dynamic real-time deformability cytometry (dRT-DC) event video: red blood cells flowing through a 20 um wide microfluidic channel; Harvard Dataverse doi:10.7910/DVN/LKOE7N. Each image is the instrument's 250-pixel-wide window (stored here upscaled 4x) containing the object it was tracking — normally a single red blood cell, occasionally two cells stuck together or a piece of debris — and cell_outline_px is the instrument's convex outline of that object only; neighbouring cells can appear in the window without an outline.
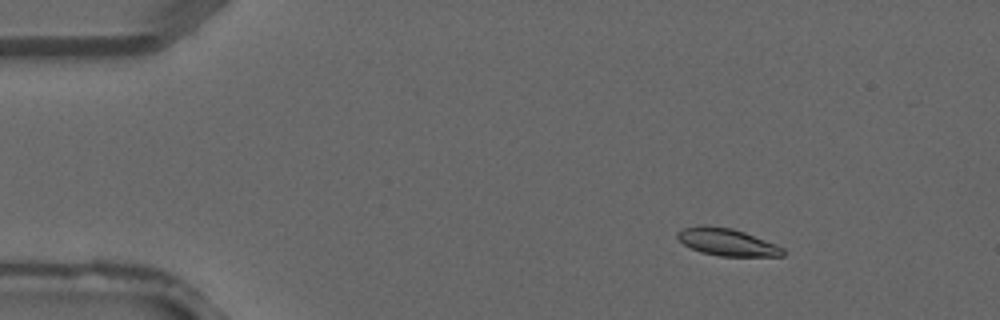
{"species": "common noctule bat (a hibernating species)", "species_latin": "Nyctalus noctula", "temperature_condition": "warm", "stored_images_in_passage": 4, "camera_frame_rate_fps": 3000, "um_per_image_px": 0.085, "animal": {"sex": "male", "forearm_length_mm": 52.5}, "frame": {"image": 1, "passage_image": 1, "time_ms": 0.0, "image_size_px": [1000, 320], "cell_outline_px": [[784, 256], [720, 256], [700, 252], [684, 244], [676, 236], [676, 232], [684, 228], [704, 224], [732, 228], [744, 232], [776, 244], [784, 248]], "centroid_in_image_um": [61.79, 20.57], "position_along_channel_um": 23.2, "area_um2": 16.76}}
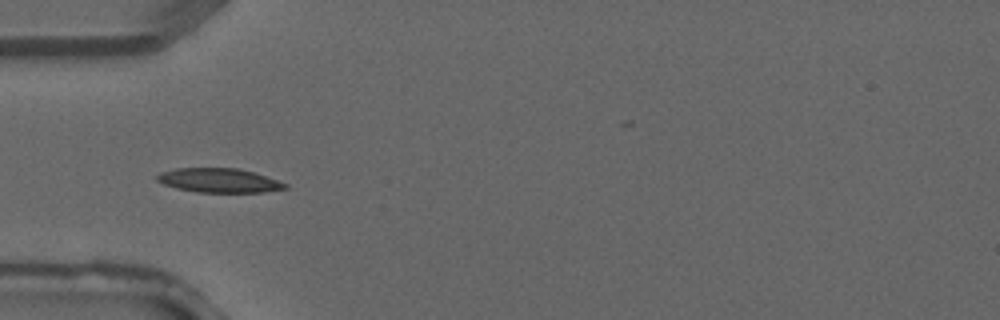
{"frame": {"image": 2, "passage_image": 3, "time_ms": 0.667, "image_size_px": [1000, 320], "cell_outline_px": [[288, 188], [264, 192], [196, 192], [176, 188], [164, 184], [156, 180], [156, 176], [160, 172], [176, 168], [236, 168], [252, 172], [288, 184]], "centroid_in_image_um": [18.58, 15.34], "position_along_channel_um": 66.4, "area_um2": 17.92}}
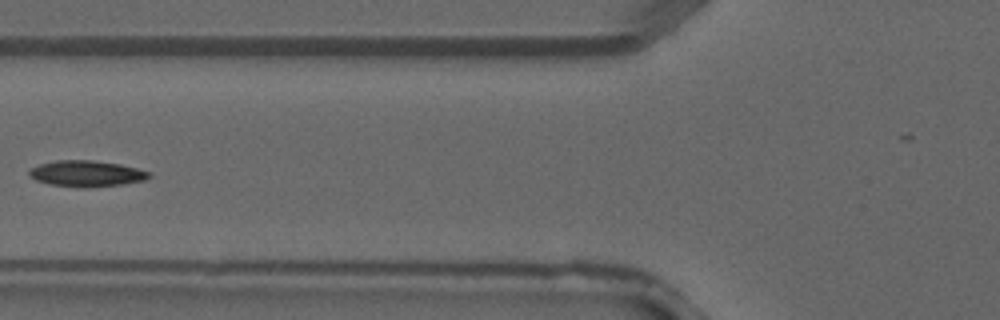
{"frame": {"image": 3, "passage_image": 4, "time_ms": 1.0, "image_size_px": [1000, 320], "cell_outline_px": [[152, 176], [144, 180], [120, 184], [88, 188], [48, 184], [36, 180], [28, 176], [28, 168], [40, 164], [56, 160], [92, 160], [120, 164], [152, 172]], "centroid_in_image_um": [7.32, 14.75], "position_along_channel_um": 118.5, "area_um2": 18.32}}